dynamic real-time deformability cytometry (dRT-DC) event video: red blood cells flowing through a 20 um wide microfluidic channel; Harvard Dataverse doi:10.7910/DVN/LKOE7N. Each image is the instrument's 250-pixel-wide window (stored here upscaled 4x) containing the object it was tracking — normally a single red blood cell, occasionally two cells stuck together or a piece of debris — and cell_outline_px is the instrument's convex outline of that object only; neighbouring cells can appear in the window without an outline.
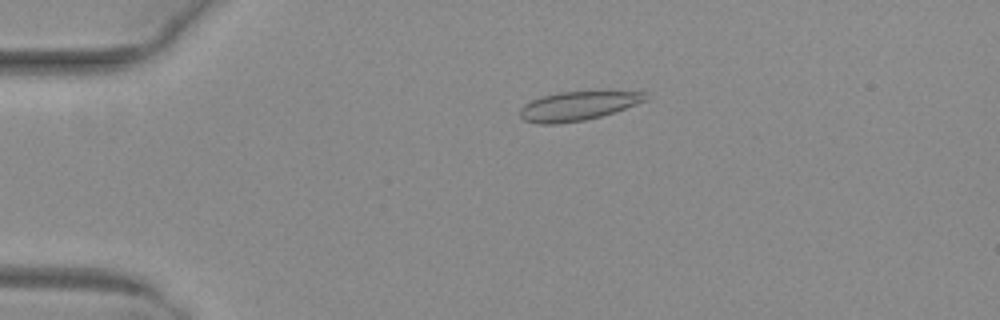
{"species": "common noctule bat (a hibernating species)", "species_latin": "Nyctalus noctula", "temperature_condition": "warm", "stored_images_in_passage": 52, "camera_frame_rate_fps": 3000, "um_per_image_px": 0.085, "animal": {"sex": "female", "body_mass_g": 29.2, "forearm_length_mm": 56.3}, "frame": {"image": 1, "passage_image": 12, "time_ms": 3.667, "image_size_px": [1000, 320], "cell_outline_px": [[648, 100], [616, 112], [584, 120], [560, 124], [540, 124], [524, 120], [520, 116], [520, 108], [524, 104], [540, 96], [560, 92], [600, 88], [612, 88], [644, 92], [648, 96]], "centroid_in_image_um": [49.24, 8.94], "position_along_channel_um": 35.8, "area_um2": 22.54}}
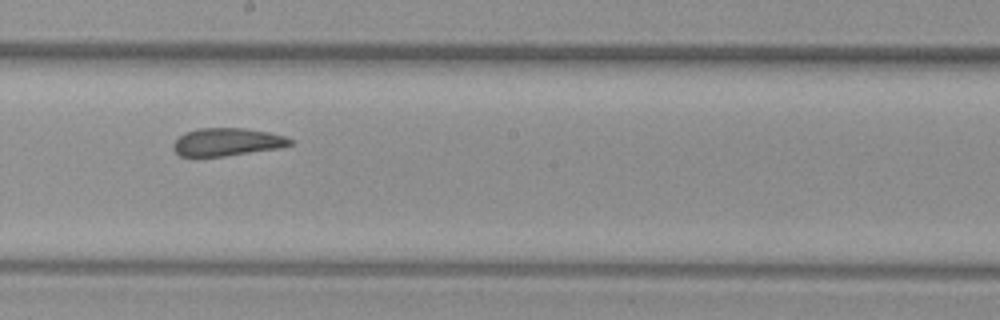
{"frame": {"image": 2, "passage_image": 30, "time_ms": 9.667, "image_size_px": [1000, 320], "cell_outline_px": [[292, 144], [280, 148], [224, 156], [180, 156], [172, 148], [172, 144], [184, 132], [200, 128], [244, 128], [268, 132], [284, 136], [292, 140]], "centroid_in_image_um": [19.28, 12.06], "position_along_channel_um": 228.9, "area_um2": 18.84}}
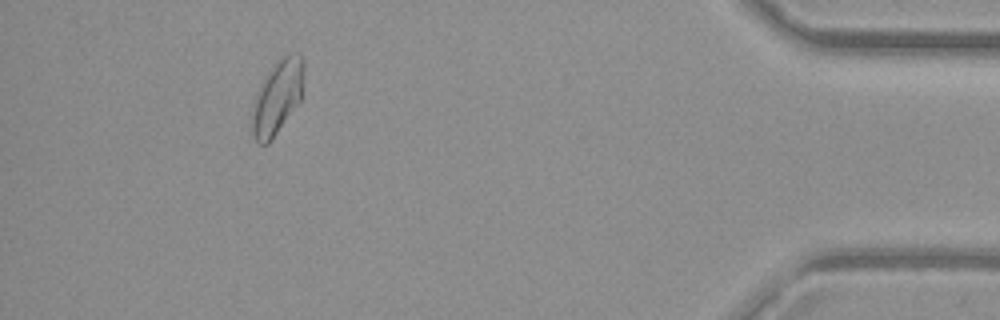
{"frame": {"image": 3, "passage_image": 48, "time_ms": 15.667, "image_size_px": [1000, 320], "cell_outline_px": [[304, 68], [300, 100], [272, 140], [268, 144], [260, 144], [256, 140], [252, 132], [252, 112], [256, 92], [260, 84], [272, 68], [284, 56], [296, 52], [300, 52], [304, 56]], "centroid_in_image_um": [23.58, 8.26], "position_along_channel_um": 411.6, "area_um2": 21.96}, "authors_computed_cell_mechanics": {"area_um2": 21.1259, "velocity_mm_per_s": 4.0224, "shape_relaxation_time_tau1_ms": null, "shape_relaxation_time_tau2_ms": 1.0878, "deformation_change_tau1": null, "deformation_change_tau2": 0.0872}}